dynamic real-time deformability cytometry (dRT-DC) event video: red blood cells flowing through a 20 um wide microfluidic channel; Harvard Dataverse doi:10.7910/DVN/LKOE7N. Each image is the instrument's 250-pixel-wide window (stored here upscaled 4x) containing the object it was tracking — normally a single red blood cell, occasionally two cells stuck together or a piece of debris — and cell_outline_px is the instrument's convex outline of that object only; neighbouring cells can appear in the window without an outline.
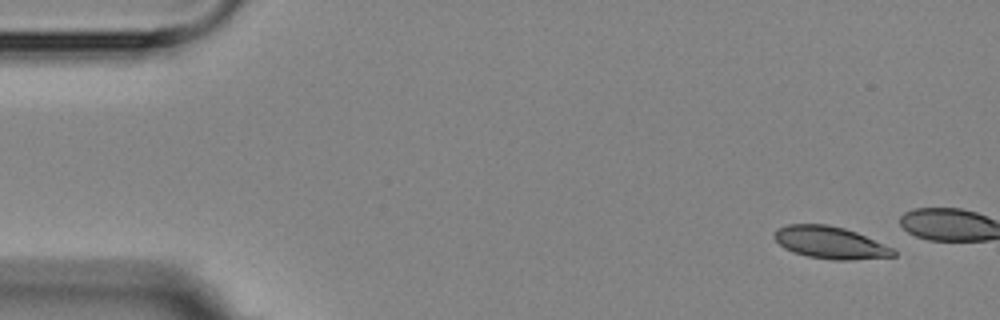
{"species": "Egyptian fruit bat (a non-hibernating species)", "species_latin": "Rousettus aegyptiacus", "temperature_condition": "room temperature", "stored_images_in_passage": 4, "camera_frame_rate_fps": 3000, "um_per_image_px": 0.085, "animal": {"sex": "female"}, "frame": {"image": 1, "passage_image": 1, "time_ms": 0.0, "image_size_px": [1000, 320], "cell_outline_px": [[896, 256], [848, 260], [832, 260], [808, 256], [792, 252], [784, 248], [772, 236], [780, 228], [788, 224], [828, 224], [844, 228], [856, 232], [892, 248], [896, 252]], "centroid_in_image_um": [70.56, 20.62], "position_along_channel_um": 14.4, "area_um2": 22.14}}